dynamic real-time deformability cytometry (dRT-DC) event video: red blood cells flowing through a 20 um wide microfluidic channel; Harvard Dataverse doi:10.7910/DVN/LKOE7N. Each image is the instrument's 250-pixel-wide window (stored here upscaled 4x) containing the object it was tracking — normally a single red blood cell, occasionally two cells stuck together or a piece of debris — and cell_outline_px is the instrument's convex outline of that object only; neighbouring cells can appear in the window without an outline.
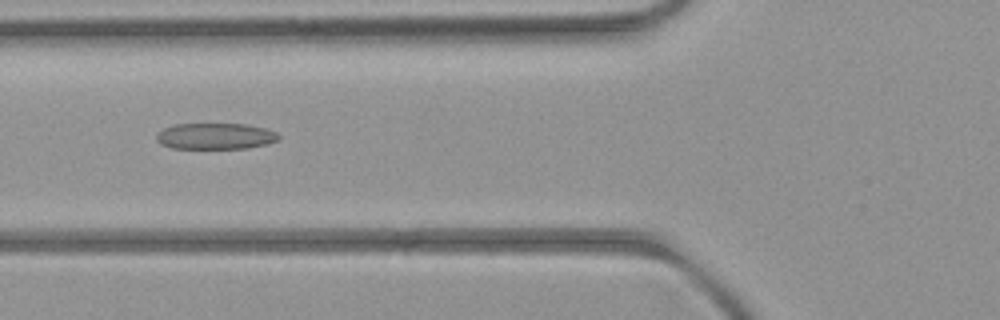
{"species": "common noctule bat (a hibernating species)", "species_latin": "Nyctalus noctula", "temperature_condition": "room temperature", "stored_images_in_passage": 4, "camera_frame_rate_fps": 3000, "um_per_image_px": 0.085, "animal": {"sex": "female", "body_mass_g": 21.9}, "frame": {"image": 1, "passage_image": 4, "time_ms": 3.333, "image_size_px": [1000, 320], "cell_outline_px": [[280, 140], [268, 144], [248, 148], [172, 148], [160, 144], [156, 140], [156, 136], [164, 128], [172, 124], [244, 124], [264, 128], [276, 132], [280, 136]], "centroid_in_image_um": [18.32, 11.58], "position_along_channel_um": 107.5, "area_um2": 18.67}}